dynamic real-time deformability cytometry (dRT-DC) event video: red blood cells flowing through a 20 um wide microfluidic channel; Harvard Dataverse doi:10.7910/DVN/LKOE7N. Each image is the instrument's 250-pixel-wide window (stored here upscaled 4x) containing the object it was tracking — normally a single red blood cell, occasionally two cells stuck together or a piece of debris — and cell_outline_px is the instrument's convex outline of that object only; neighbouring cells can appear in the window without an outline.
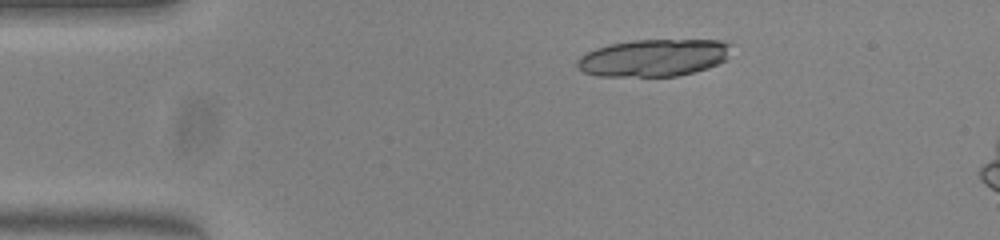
{"species": "common noctule bat (a hibernating species)", "species_latin": "Nyctalus noctula", "temperature_condition": "warm", "stored_images_in_passage": 11, "camera_frame_rate_fps": 3000, "um_per_image_px": 0.085, "animal": {"sex": "female", "body_mass_g": 23.0, "forearm_length_mm": 53.4}, "frame": {"image": 1, "passage_image": 2, "time_ms": 0.333, "image_size_px": [1000, 240], "cell_outline_px": [[732, 44], [724, 60], [708, 68], [676, 76], [600, 76], [584, 72], [576, 64], [576, 60], [580, 56], [596, 48], [608, 44], [632, 40], [720, 40]], "centroid_in_image_um": [55.54, 4.9], "position_along_channel_um": 29.5, "area_um2": 33.23}}